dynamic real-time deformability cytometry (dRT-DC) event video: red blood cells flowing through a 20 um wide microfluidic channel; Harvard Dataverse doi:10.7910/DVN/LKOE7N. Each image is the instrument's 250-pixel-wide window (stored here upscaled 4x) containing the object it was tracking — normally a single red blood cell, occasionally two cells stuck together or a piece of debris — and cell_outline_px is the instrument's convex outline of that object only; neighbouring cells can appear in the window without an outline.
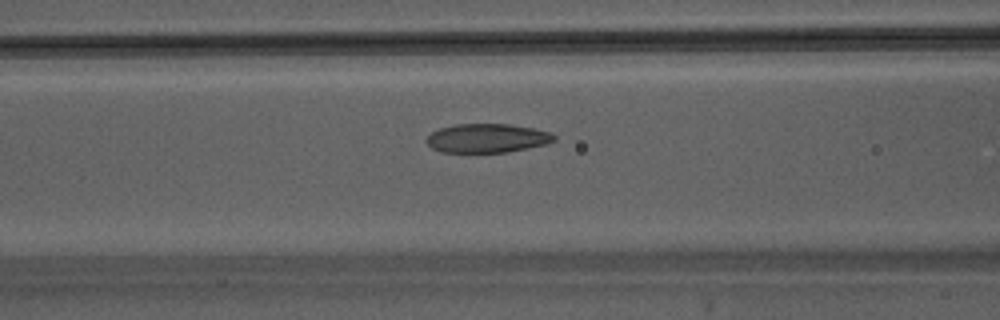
{"species": "Egyptian fruit bat (a non-hibernating species)", "species_latin": "Rousettus aegyptiacus", "temperature_condition": "warm", "stored_images_in_passage": 32, "camera_frame_rate_fps": 3000, "um_per_image_px": 0.085, "animal": {"sex": "male"}, "frame": {"image": 1, "passage_image": 6, "time_ms": 1.667, "image_size_px": [1000, 320], "cell_outline_px": [[556, 140], [548, 144], [508, 152], [440, 152], [432, 148], [424, 140], [432, 132], [440, 128], [456, 124], [508, 124], [532, 128], [552, 132], [556, 136]], "centroid_in_image_um": [41.43, 11.75], "position_along_channel_um": 125.2, "area_um2": 21.62}}
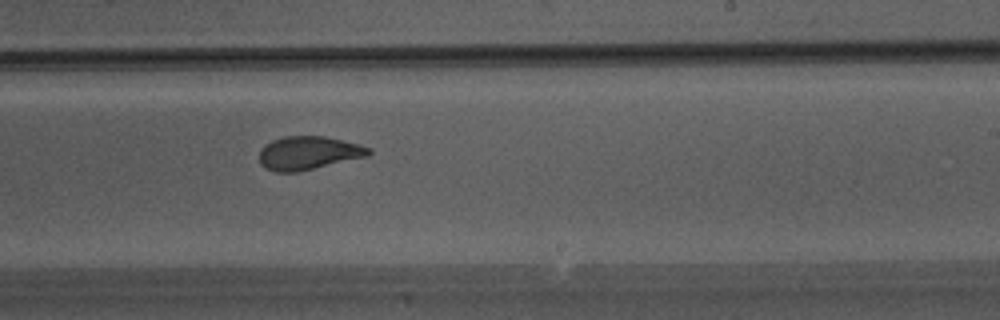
{"frame": {"image": 2, "passage_image": 15, "time_ms": 4.667, "image_size_px": [1000, 320], "cell_outline_px": [[372, 152], [368, 156], [300, 172], [276, 172], [264, 168], [260, 164], [260, 148], [264, 144], [272, 140], [284, 136], [324, 136], [360, 144], [372, 148]], "centroid_in_image_um": [26.22, 13.01], "position_along_channel_um": 262.8, "area_um2": 21.62}}
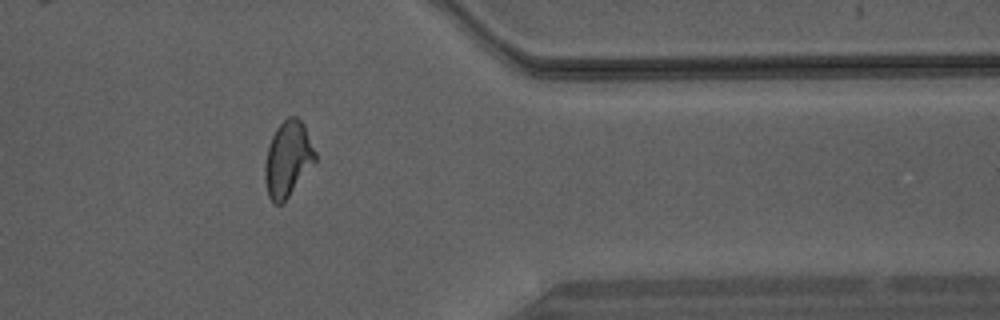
{"frame": {"image": 3, "passage_image": 24, "time_ms": 7.667, "image_size_px": [1000, 320], "cell_outline_px": [[316, 160], [288, 196], [280, 204], [272, 204], [268, 196], [264, 180], [264, 164], [268, 148], [272, 136], [276, 128], [288, 116], [296, 116], [304, 124], [316, 152]], "centroid_in_image_um": [24.45, 13.5], "position_along_channel_um": 387.0, "area_um2": 21.96}}